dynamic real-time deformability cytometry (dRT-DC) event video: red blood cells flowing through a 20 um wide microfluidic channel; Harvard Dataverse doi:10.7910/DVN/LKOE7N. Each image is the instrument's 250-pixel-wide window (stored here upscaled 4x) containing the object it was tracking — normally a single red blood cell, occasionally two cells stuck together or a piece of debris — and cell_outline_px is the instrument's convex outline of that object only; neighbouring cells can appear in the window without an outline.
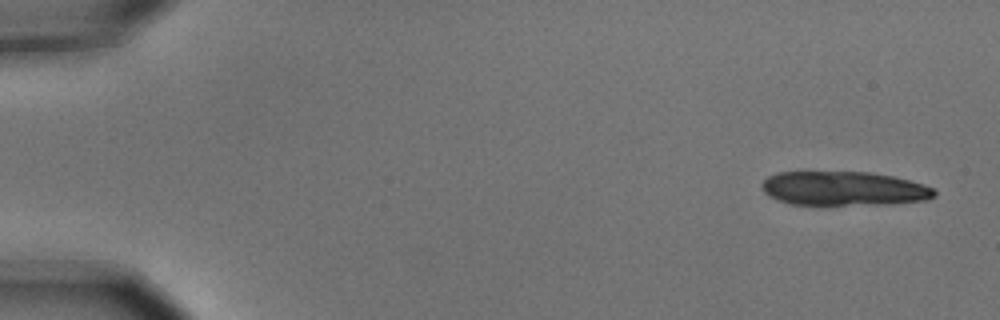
{"species": "common noctule bat (a hibernating species)", "species_latin": "Nyctalus noctula", "temperature_condition": "cold", "stored_images_in_passage": 6, "camera_frame_rate_fps": 3000, "um_per_image_px": 0.085, "animal": {"sex": "male", "body_mass_g": 15.6}, "frame": {"image": 1, "passage_image": 1, "time_ms": 0.0, "image_size_px": [1000, 320], "cell_outline_px": [[936, 196], [928, 200], [892, 204], [828, 208], [788, 204], [776, 200], [768, 196], [760, 188], [760, 184], [768, 176], [776, 172], [872, 172], [892, 176], [924, 184], [932, 188], [936, 192]], "centroid_in_image_um": [71.67, 16.08], "position_along_channel_um": 13.3, "area_um2": 36.07}}
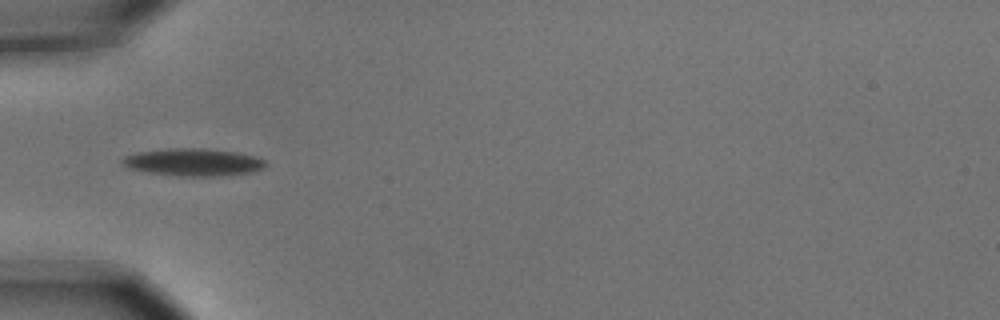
{"frame": {"image": 2, "passage_image": 5, "time_ms": 1.333, "image_size_px": [1000, 320], "cell_outline_px": [[268, 164], [264, 168], [252, 172], [228, 176], [180, 176], [148, 172], [128, 168], [120, 164], [120, 160], [124, 156], [136, 152], [168, 148], [200, 148], [236, 152], [252, 156], [264, 160]], "centroid_in_image_um": [16.4, 13.79], "position_along_channel_um": 68.6, "area_um2": 23.12}}
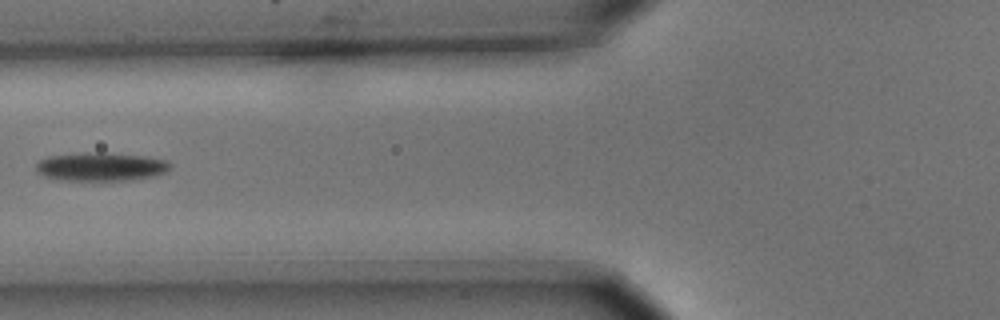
{"frame": {"image": 3, "passage_image": 6, "time_ms": 1.667, "image_size_px": [1000, 320], "cell_outline_px": [[172, 168], [164, 172], [132, 180], [68, 180], [44, 176], [36, 172], [36, 164], [40, 160], [48, 156], [84, 152], [104, 152], [144, 156], [168, 160], [172, 164]], "centroid_in_image_um": [8.57, 14.15], "position_along_channel_um": 117.2, "area_um2": 22.25}}